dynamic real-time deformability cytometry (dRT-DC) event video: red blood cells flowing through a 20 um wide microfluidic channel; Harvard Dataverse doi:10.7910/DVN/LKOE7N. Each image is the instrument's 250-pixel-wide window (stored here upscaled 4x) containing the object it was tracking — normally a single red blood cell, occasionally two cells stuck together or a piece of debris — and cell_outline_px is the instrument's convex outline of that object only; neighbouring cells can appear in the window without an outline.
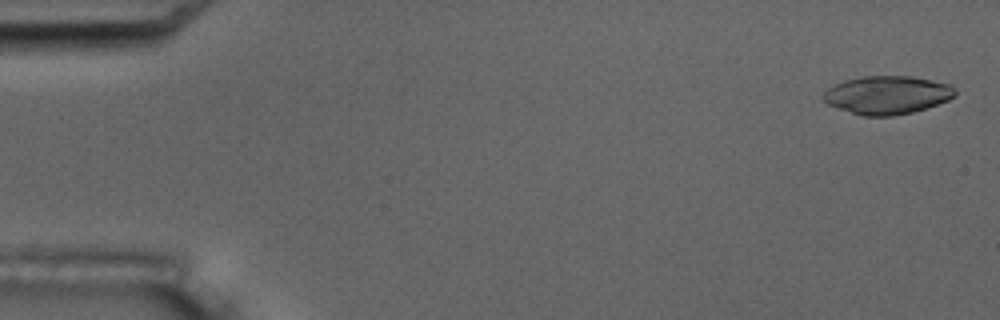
{"species": "common noctule bat (a hibernating species)", "species_latin": "Nyctalus noctula", "temperature_condition": "room temperature", "stored_images_in_passage": 6, "camera_frame_rate_fps": 3000, "um_per_image_px": 0.085, "animal": {"sex": "male", "body_mass_g": 17.5, "forearm_length_mm": 52.3}, "frame": {"image": 1, "passage_image": 1, "time_ms": 0.0, "image_size_px": [1000, 320], "cell_outline_px": [[956, 96], [948, 100], [912, 112], [892, 116], [864, 116], [828, 104], [824, 100], [824, 92], [828, 88], [844, 80], [864, 76], [912, 76], [952, 84], [956, 88]], "centroid_in_image_um": [75.46, 8.06], "position_along_channel_um": 9.5, "area_um2": 29.19}}